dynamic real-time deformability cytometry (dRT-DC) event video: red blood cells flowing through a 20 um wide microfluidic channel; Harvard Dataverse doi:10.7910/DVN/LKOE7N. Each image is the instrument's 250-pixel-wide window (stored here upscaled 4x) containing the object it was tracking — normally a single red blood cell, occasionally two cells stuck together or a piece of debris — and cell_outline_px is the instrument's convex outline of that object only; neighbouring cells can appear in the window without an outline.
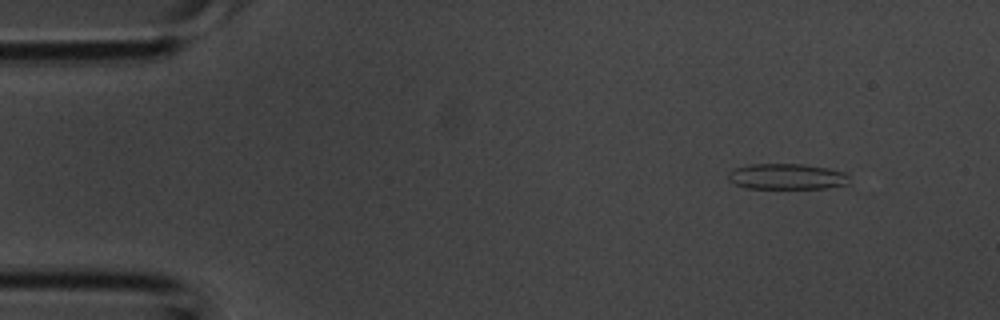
{"species": "common noctule bat (a hibernating species)", "species_latin": "Nyctalus noctula", "temperature_condition": "room temperature", "stored_images_in_passage": 4, "camera_frame_rate_fps": 3000, "um_per_image_px": 0.085, "animal": {"sex": "male", "body_mass_g": 20.1, "forearm_length_mm": 53.5}, "frame": {"image": 1, "passage_image": 2, "time_ms": 0.333, "image_size_px": [1000, 320], "cell_outline_px": [[848, 184], [828, 188], [748, 188], [736, 184], [728, 180], [728, 172], [736, 168], [752, 164], [804, 164], [828, 168], [844, 172], [848, 176]], "centroid_in_image_um": [66.89, 15.0], "position_along_channel_um": 18.1, "area_um2": 18.09}}